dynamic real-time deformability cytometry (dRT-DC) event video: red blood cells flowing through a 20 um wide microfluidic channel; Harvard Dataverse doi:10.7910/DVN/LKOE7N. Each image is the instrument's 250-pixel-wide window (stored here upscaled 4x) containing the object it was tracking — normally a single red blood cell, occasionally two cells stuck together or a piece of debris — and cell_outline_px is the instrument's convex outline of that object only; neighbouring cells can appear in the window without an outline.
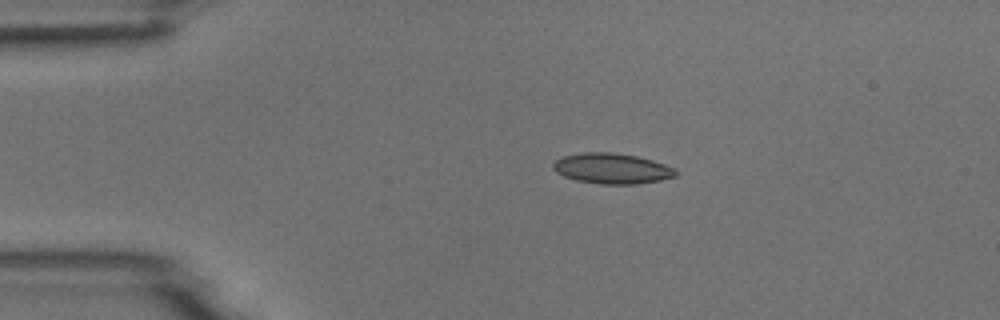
{"species": "common noctule bat (a hibernating species)", "species_latin": "Nyctalus noctula", "temperature_condition": "room temperature", "stored_images_in_passage": 4, "camera_frame_rate_fps": 3000, "um_per_image_px": 0.085, "animal": {"sex": "male", "body_mass_g": 18.8}, "frame": {"image": 1, "passage_image": 1, "time_ms": 0.0, "image_size_px": [1000, 320], "cell_outline_px": [[680, 172], [676, 176], [660, 180], [636, 184], [600, 184], [576, 180], [564, 176], [556, 172], [552, 168], [552, 164], [556, 160], [564, 156], [584, 152], [612, 152], [636, 156], [652, 160], [676, 168]], "centroid_in_image_um": [52.04, 14.32], "position_along_channel_um": 33.0, "area_um2": 21.85}}
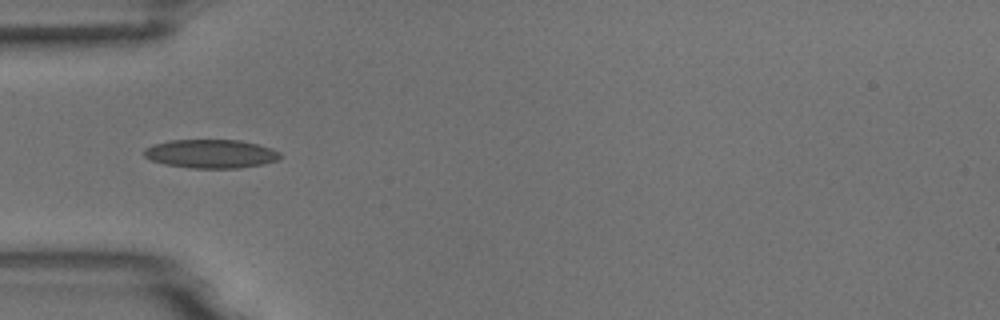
{"frame": {"image": 2, "passage_image": 2, "time_ms": 2.0, "image_size_px": [1000, 320], "cell_outline_px": [[280, 156], [276, 160], [264, 164], [240, 168], [192, 168], [164, 164], [152, 160], [144, 156], [144, 148], [152, 144], [168, 140], [240, 140], [272, 148], [280, 152]], "centroid_in_image_um": [17.9, 13.07], "position_along_channel_um": 67.1, "area_um2": 22.77}}